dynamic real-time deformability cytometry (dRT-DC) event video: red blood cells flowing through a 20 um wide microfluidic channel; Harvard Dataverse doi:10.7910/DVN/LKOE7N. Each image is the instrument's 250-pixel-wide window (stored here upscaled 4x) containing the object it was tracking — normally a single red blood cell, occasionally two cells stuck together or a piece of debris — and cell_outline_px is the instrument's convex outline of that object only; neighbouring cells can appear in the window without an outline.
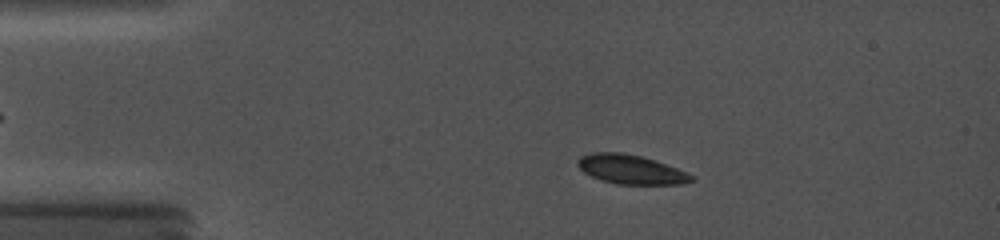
{"species": "common noctule bat (a hibernating species)", "species_latin": "Nyctalus noctula", "temperature_condition": "cold", "stored_images_in_passage": 18, "camera_frame_rate_fps": 5000, "um_per_image_px": 0.085, "animal": {"sex": "female", "body_mass_g": 19.0, "forearm_length_mm": 56.7}, "frame": {"image": 1, "passage_image": 5, "time_ms": 2.0, "image_size_px": [1000, 240], "cell_outline_px": [[696, 180], [680, 184], [616, 184], [600, 180], [584, 172], [576, 164], [576, 160], [580, 156], [592, 152], [624, 152], [640, 156], [676, 168], [692, 176]], "centroid_in_image_um": [53.55, 14.4], "position_along_channel_um": 31.4, "area_um2": 19.19}}
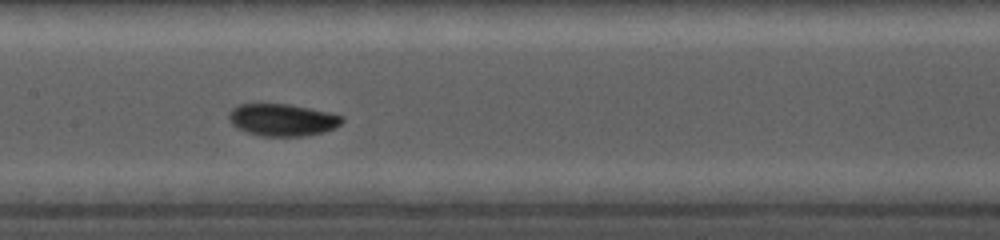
{"frame": {"image": 2, "passage_image": 15, "time_ms": 7.4, "image_size_px": [1000, 240], "cell_outline_px": [[344, 120], [336, 128], [324, 132], [304, 136], [264, 136], [248, 132], [236, 128], [232, 124], [228, 116], [228, 112], [236, 104], [288, 104], [328, 112], [344, 116]], "centroid_in_image_um": [24.0, 10.19], "position_along_channel_um": 183.4, "area_um2": 21.27}}
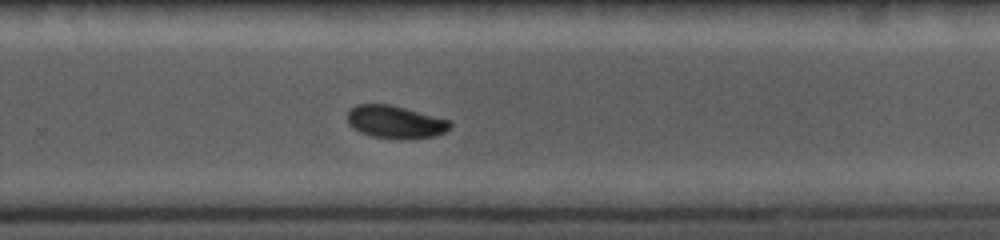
{"frame": {"image": 3, "passage_image": 18, "time_ms": 10.4, "image_size_px": [1000, 240], "cell_outline_px": [[452, 128], [436, 136], [400, 140], [372, 136], [360, 132], [352, 128], [348, 124], [348, 112], [356, 104], [388, 104], [452, 120]], "centroid_in_image_um": [33.63, 10.38], "position_along_channel_um": 296.2, "area_um2": 19.77}}